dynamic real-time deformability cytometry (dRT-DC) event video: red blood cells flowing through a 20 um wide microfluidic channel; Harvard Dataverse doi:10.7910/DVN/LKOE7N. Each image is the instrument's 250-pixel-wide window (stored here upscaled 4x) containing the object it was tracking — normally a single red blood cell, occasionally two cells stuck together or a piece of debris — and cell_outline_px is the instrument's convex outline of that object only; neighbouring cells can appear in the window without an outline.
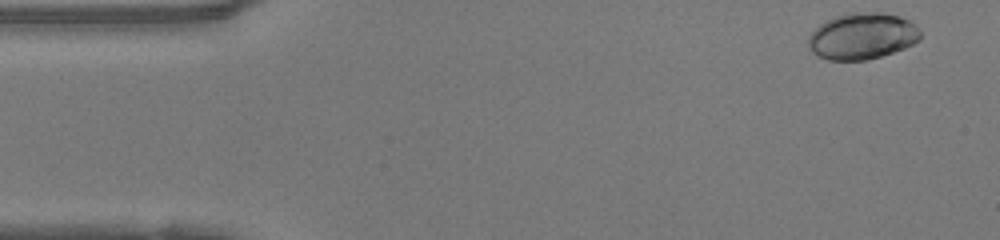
{"species": "human", "species_latin": "Homo sapiens", "temperature_condition": "warm", "stored_images_in_passage": 46, "camera_frame_rate_fps": 3000, "um_per_image_px": 0.085, "donor": {"sex": "female"}, "frame": {"image": 1, "passage_image": 1, "time_ms": 0.0, "image_size_px": [1000, 240], "cell_outline_px": [[920, 40], [904, 48], [868, 60], [828, 60], [816, 56], [808, 48], [808, 36], [820, 24], [836, 16], [852, 12], [884, 12], [900, 16], [916, 24], [920, 28]], "centroid_in_image_um": [73.29, 3.07], "position_along_channel_um": 11.7, "area_um2": 30.52}}
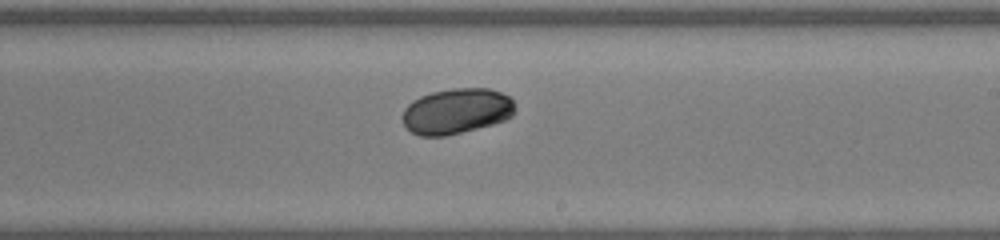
{"frame": {"image": 2, "passage_image": 26, "time_ms": 8.333, "image_size_px": [1000, 240], "cell_outline_px": [[516, 108], [512, 116], [504, 120], [492, 124], [444, 136], [420, 136], [404, 128], [400, 116], [404, 108], [412, 100], [420, 96], [432, 92], [452, 88], [488, 88], [500, 92], [508, 96], [512, 100]], "centroid_in_image_um": [38.75, 9.44], "position_along_channel_um": 250.2, "area_um2": 30.06}}
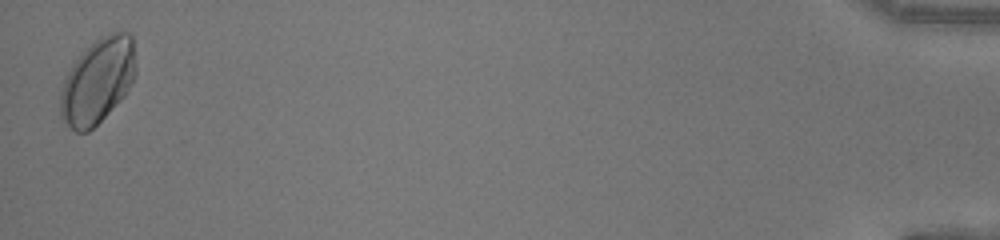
{"frame": {"image": 3, "passage_image": 46, "time_ms": 15.0, "image_size_px": [1000, 240], "cell_outline_px": [[136, 76], [124, 96], [88, 132], [76, 132], [64, 124], [60, 116], [60, 96], [64, 76], [72, 64], [84, 48], [108, 32], [128, 32], [132, 36], [136, 68]], "centroid_in_image_um": [8.28, 6.86], "position_along_channel_um": 426.9, "area_um2": 37.69}, "authors_computed_cell_mechanics": {"area_um2": 30.0849, "velocity_mm_per_s": 4.182, "shape_relaxation_time_tau1_ms": 3.022, "shape_relaxation_time_tau2_ms": null, "deformation_change_tau1": 0.1496, "deformation_change_tau2": null}}